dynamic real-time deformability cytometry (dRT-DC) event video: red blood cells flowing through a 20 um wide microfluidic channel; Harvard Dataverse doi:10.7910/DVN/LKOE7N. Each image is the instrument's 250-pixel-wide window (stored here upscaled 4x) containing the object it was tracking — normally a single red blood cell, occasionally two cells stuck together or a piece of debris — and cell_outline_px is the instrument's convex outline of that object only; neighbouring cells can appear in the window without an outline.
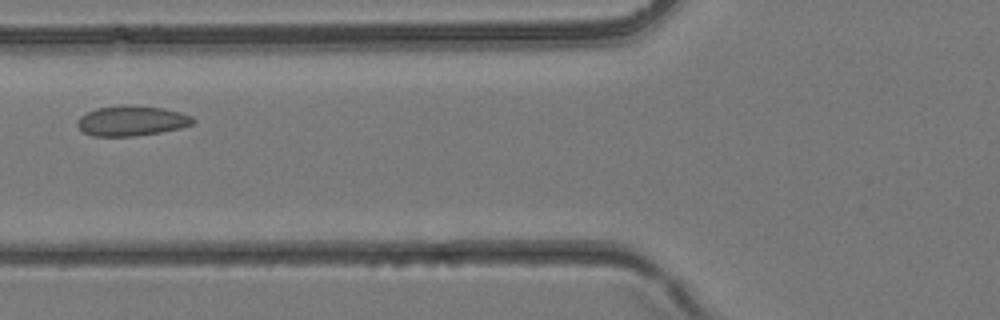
{"species": "common noctule bat (a hibernating species)", "species_latin": "Nyctalus noctula", "temperature_condition": "room temperature", "stored_images_in_passage": 3, "camera_frame_rate_fps": 3000, "um_per_image_px": 0.085, "animal": {"sex": "female", "body_mass_g": 24.6, "forearm_length_mm": 56.2}, "frame": {"image": 1, "passage_image": 3, "time_ms": 0.667, "image_size_px": [1000, 320], "cell_outline_px": [[196, 120], [192, 124], [180, 128], [160, 132], [132, 136], [92, 136], [84, 132], [76, 124], [76, 120], [80, 116], [96, 108], [124, 104], [128, 104], [164, 108], [180, 112], [192, 116]], "centroid_in_image_um": [11.18, 10.25], "position_along_channel_um": 114.6, "area_um2": 20.4}}